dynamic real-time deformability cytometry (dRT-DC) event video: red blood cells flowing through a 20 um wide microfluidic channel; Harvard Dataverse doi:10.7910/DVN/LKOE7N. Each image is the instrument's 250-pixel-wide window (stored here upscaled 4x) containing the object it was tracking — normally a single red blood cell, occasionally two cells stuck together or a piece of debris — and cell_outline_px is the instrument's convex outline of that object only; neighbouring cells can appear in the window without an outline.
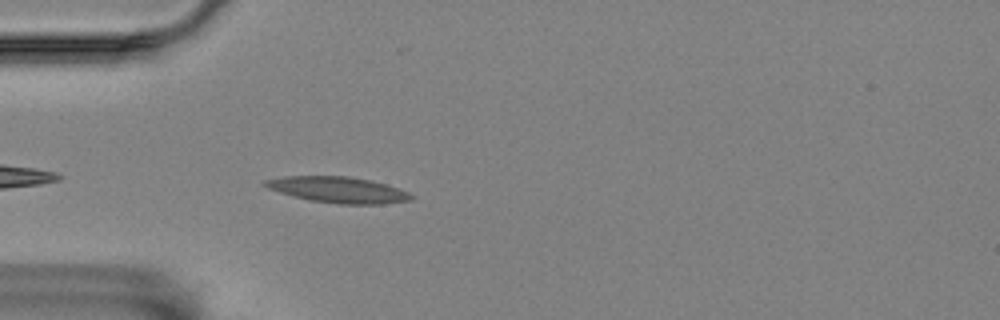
{"species": "Egyptian fruit bat (a non-hibernating species)", "species_latin": "Rousettus aegyptiacus", "temperature_condition": "room temperature", "stored_images_in_passage": 30, "camera_frame_rate_fps": 3000, "um_per_image_px": 0.085, "animal": {"sex": "female"}, "frame": {"image": 1, "passage_image": 3, "time_ms": 0.667, "image_size_px": [1000, 320], "cell_outline_px": [[412, 200], [384, 204], [340, 204], [308, 200], [280, 192], [268, 188], [260, 184], [264, 180], [284, 176], [348, 176], [372, 180], [408, 192], [412, 196]], "centroid_in_image_um": [28.7, 16.13], "position_along_channel_um": 56.3, "area_um2": 22.08}}
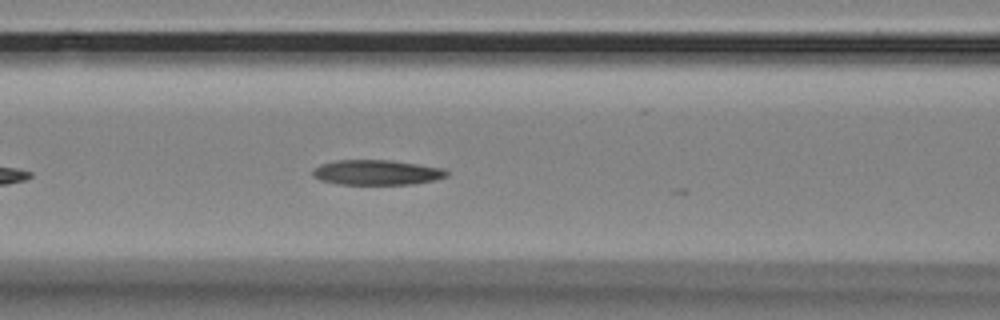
{"frame": {"image": 2, "passage_image": 10, "time_ms": 3.0, "image_size_px": [1000, 320], "cell_outline_px": [[448, 176], [436, 180], [412, 184], [336, 184], [320, 180], [312, 176], [312, 168], [320, 164], [336, 160], [392, 160], [444, 168], [448, 172]], "centroid_in_image_um": [32.01, 14.65], "position_along_channel_um": 134.6, "area_um2": 19.77}}
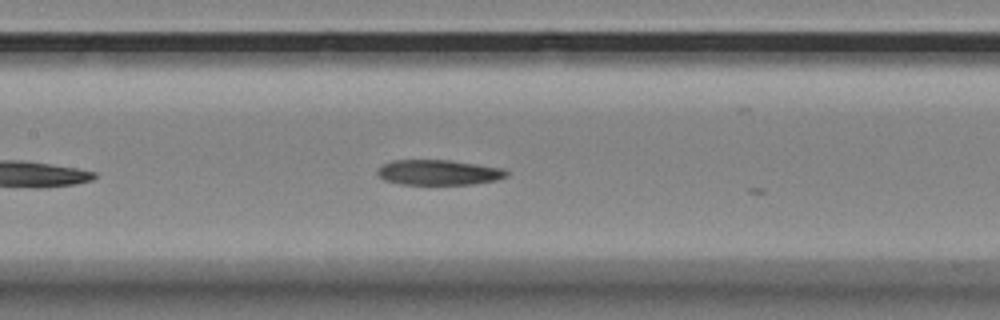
{"frame": {"image": 3, "passage_image": 13, "time_ms": 4.0, "image_size_px": [1000, 320], "cell_outline_px": [[508, 176], [496, 180], [472, 184], [400, 184], [384, 180], [376, 172], [384, 164], [392, 160], [448, 160], [504, 168], [508, 172]], "centroid_in_image_um": [37.3, 14.65], "position_along_channel_um": 170.1, "area_um2": 18.84}}